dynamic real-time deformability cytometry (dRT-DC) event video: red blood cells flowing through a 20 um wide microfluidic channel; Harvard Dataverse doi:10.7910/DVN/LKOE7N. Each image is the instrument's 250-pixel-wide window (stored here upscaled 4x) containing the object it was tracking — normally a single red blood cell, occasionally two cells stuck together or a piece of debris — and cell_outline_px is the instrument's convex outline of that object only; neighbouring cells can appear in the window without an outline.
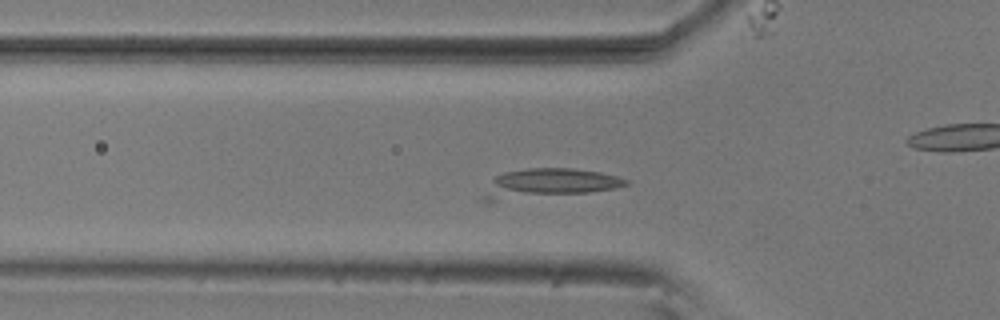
{"species": "common noctule bat (a hibernating species)", "species_latin": "Nyctalus noctula", "temperature_condition": "room temperature", "stored_images_in_passage": 32, "camera_frame_rate_fps": 3000, "um_per_image_px": 0.085, "animal": {"sex": "male", "body_mass_g": 20.5, "forearm_length_mm": 52.5}, "frame": {"image": 1, "passage_image": 16, "time_ms": 5.0, "image_size_px": [1000, 320], "cell_outline_px": [[628, 184], [616, 188], [588, 192], [488, 204], [480, 200], [480, 196], [492, 180], [496, 176], [504, 172], [528, 168], [572, 168], [600, 172], [616, 176], [628, 180]], "centroid_in_image_um": [46.47, 15.63], "position_along_channel_um": 79.3, "area_um2": 24.97}}
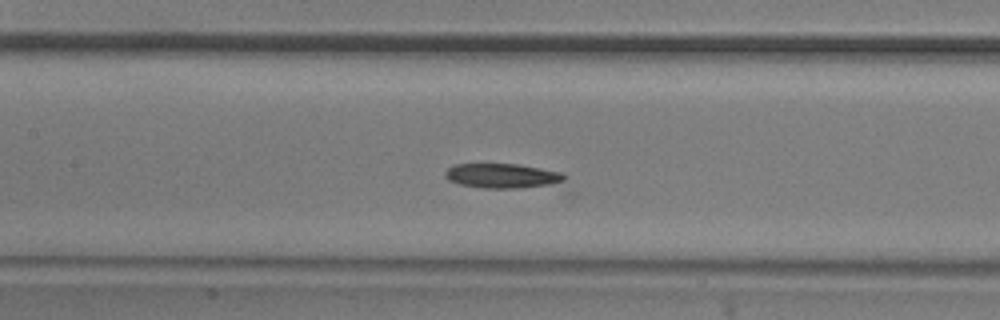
{"frame": {"image": 2, "passage_image": 23, "time_ms": 7.333, "image_size_px": [1000, 320], "cell_outline_px": [[576, 196], [572, 196], [484, 188], [460, 184], [448, 180], [444, 176], [444, 172], [448, 168], [456, 164], [516, 164], [540, 168], [560, 172], [568, 176], [576, 192]], "centroid_in_image_um": [43.48, 15.16], "position_along_channel_um": 163.9, "area_um2": 21.27}}
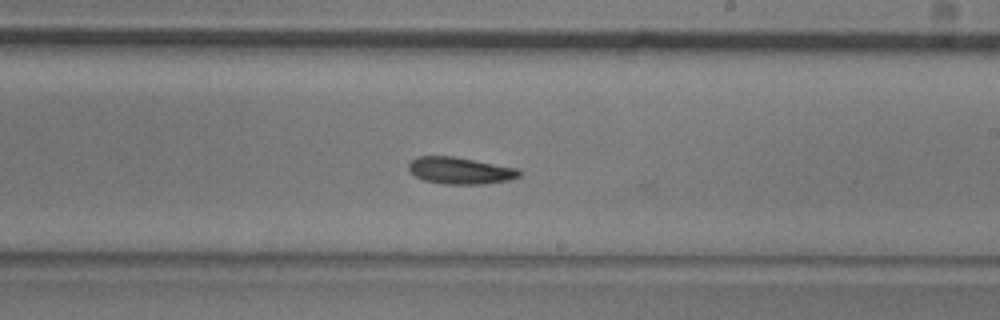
{"frame": {"image": 3, "passage_image": 30, "time_ms": 9.667, "image_size_px": [1000, 320], "cell_outline_px": [[520, 176], [508, 180], [484, 184], [444, 184], [424, 180], [416, 176], [408, 168], [408, 164], [416, 156], [452, 156], [520, 168]], "centroid_in_image_um": [39.13, 14.5], "position_along_channel_um": 249.9, "area_um2": 17.28}}